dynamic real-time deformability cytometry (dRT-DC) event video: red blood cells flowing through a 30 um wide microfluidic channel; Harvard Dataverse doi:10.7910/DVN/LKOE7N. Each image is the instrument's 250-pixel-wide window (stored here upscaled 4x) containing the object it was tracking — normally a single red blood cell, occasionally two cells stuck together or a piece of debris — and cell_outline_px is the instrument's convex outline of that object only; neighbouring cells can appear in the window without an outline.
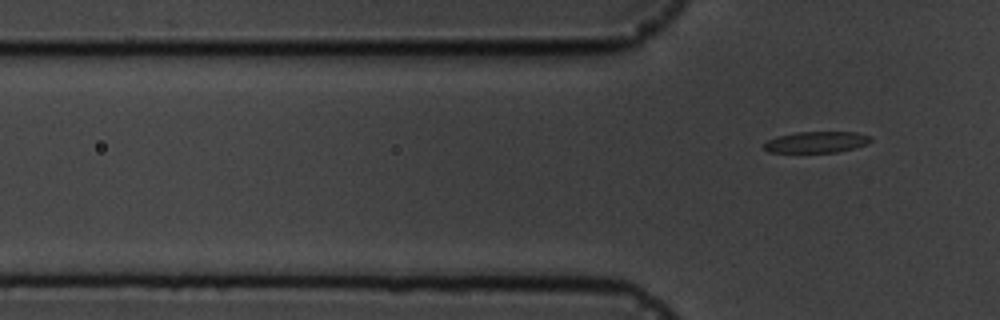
{"species": "common noctule bat (a hibernating species)", "species_latin": "Nyctalus noctula", "temperature_condition": "cold", "stored_images_in_passage": 6, "camera_frame_rate_fps": 3000, "um_per_image_px": 0.085, "animal": {"sex": "male", "body_mass_g": 19.5, "forearm_length_mm": 54.6}, "frame": {"image": 1, "passage_image": 6, "time_ms": 5.667, "image_size_px": [1000, 320], "cell_outline_px": [[872, 140], [868, 144], [856, 148], [836, 152], [768, 152], [764, 148], [764, 144], [768, 140], [776, 136], [796, 132], [856, 132], [872, 136]], "centroid_in_image_um": [69.44, 12.07], "position_along_channel_um": 56.4, "area_um2": 13.29}}